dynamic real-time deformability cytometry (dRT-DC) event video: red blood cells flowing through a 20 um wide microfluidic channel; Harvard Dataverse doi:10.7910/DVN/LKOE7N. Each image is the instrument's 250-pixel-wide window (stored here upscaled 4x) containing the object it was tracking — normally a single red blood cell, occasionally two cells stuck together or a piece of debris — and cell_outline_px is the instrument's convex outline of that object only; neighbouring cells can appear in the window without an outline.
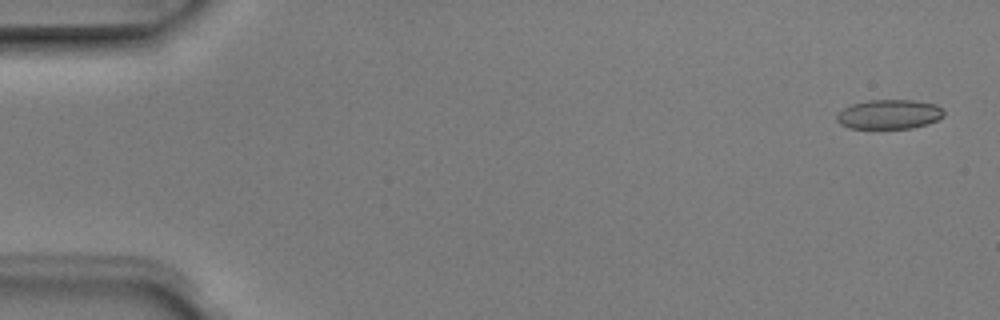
{"species": "Egyptian fruit bat (a non-hibernating species)", "species_latin": "Rousettus aegyptiacus", "temperature_condition": "room temperature", "stored_images_in_passage": 7, "camera_frame_rate_fps": 3000, "um_per_image_px": 0.085, "animal": {"sex": "male"}, "frame": {"image": 1, "passage_image": 1, "time_ms": 0.0, "image_size_px": [1000, 320], "cell_outline_px": [[944, 116], [928, 124], [912, 128], [848, 128], [840, 124], [836, 120], [836, 116], [844, 108], [852, 104], [868, 100], [912, 100], [936, 104], [944, 112]], "centroid_in_image_um": [75.58, 9.72], "position_along_channel_um": 9.4, "area_um2": 18.32}}
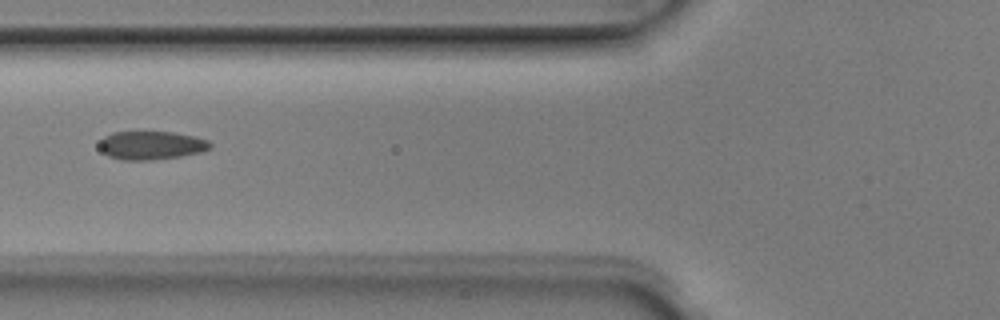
{"frame": {"image": 2, "passage_image": 5, "time_ms": 1.333, "image_size_px": [1000, 320], "cell_outline_px": [[212, 148], [204, 152], [180, 156], [148, 160], [124, 160], [108, 156], [100, 148], [100, 140], [104, 136], [112, 132], [172, 132], [196, 136], [208, 140], [212, 144]], "centroid_in_image_um": [12.91, 12.35], "position_along_channel_um": 112.9, "area_um2": 18.44}}
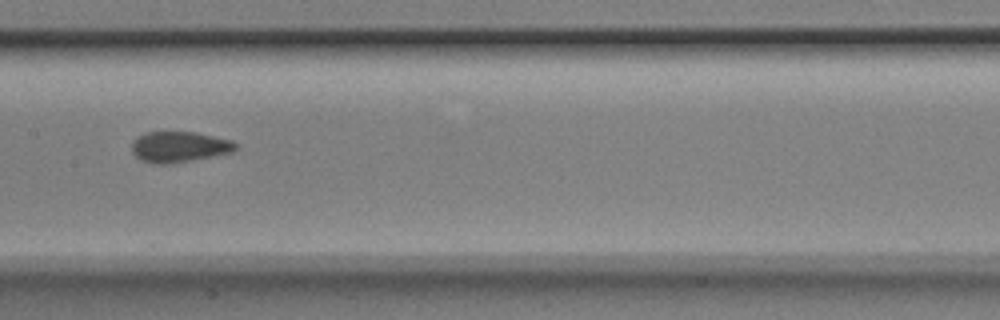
{"frame": {"image": 3, "passage_image": 7, "time_ms": 2.0, "image_size_px": [1000, 320], "cell_outline_px": [[236, 148], [232, 152], [172, 164], [152, 164], [140, 160], [132, 152], [132, 144], [144, 132], [196, 132], [232, 140], [236, 144]], "centroid_in_image_um": [15.22, 12.49], "position_along_channel_um": 192.2, "area_um2": 18.55}}